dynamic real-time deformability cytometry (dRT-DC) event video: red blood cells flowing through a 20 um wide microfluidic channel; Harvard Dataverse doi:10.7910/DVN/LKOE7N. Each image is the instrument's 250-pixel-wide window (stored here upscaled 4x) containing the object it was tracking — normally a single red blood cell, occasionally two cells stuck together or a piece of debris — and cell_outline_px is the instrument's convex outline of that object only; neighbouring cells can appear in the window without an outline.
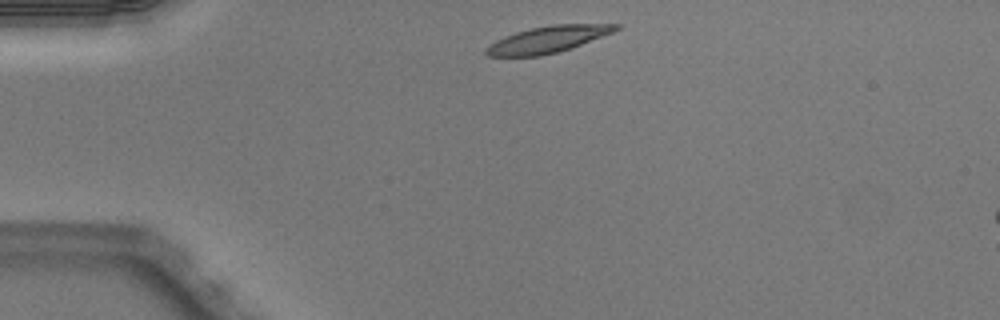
{"species": "Egyptian fruit bat (a non-hibernating species)", "species_latin": "Rousettus aegyptiacus", "temperature_condition": "warm", "stored_images_in_passage": 40, "camera_frame_rate_fps": 3000, "um_per_image_px": 0.085, "animal": {"sex": "male"}, "frame": {"image": 1, "passage_image": 1, "time_ms": 0.0, "image_size_px": [1000, 320], "cell_outline_px": [[620, 28], [612, 32], [572, 48], [540, 56], [488, 56], [484, 52], [484, 48], [488, 44], [504, 36], [516, 32], [532, 28], [552, 24], [620, 24]], "centroid_in_image_um": [46.52, 3.35], "position_along_channel_um": 38.5, "area_um2": 20.0}}
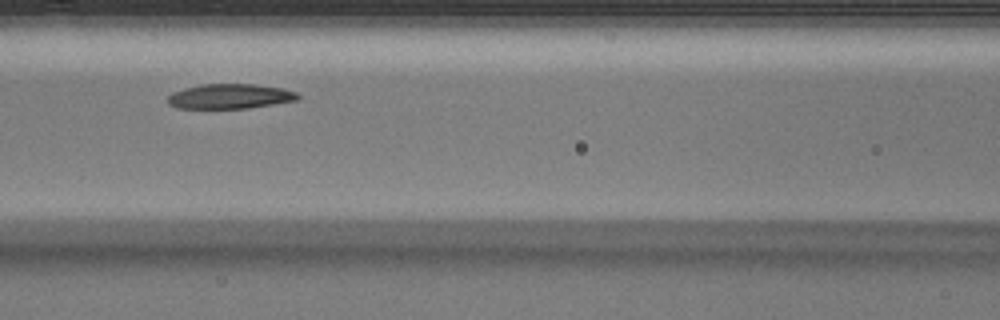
{"frame": {"image": 2, "passage_image": 12, "time_ms": 3.667, "image_size_px": [1000, 320], "cell_outline_px": [[300, 96], [296, 100], [248, 108], [176, 108], [168, 104], [168, 96], [172, 92], [184, 88], [200, 84], [256, 84], [284, 88], [296, 92]], "centroid_in_image_um": [19.52, 8.18], "position_along_channel_um": 147.1, "area_um2": 18.84}}
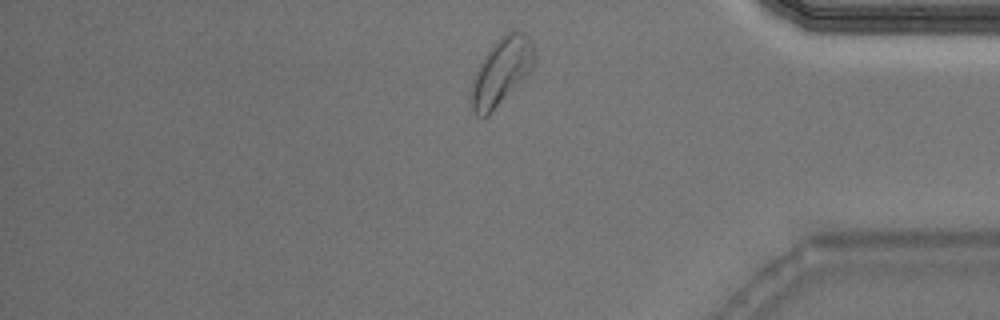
{"frame": {"image": 3, "passage_image": 32, "time_ms": 10.333, "image_size_px": [1000, 320], "cell_outline_px": [[536, 64], [492, 112], [488, 116], [476, 116], [468, 104], [468, 100], [472, 80], [484, 56], [492, 44], [496, 40], [512, 28], [524, 32], [532, 40], [536, 48]], "centroid_in_image_um": [42.61, 6.04], "position_along_channel_um": 392.6, "area_um2": 25.2}, "authors_computed_cell_mechanics": {"area_um2": 20.4323, "velocity_mm_per_s": 3.992, "shape_relaxation_time_tau1_ms": 4.3878, "shape_relaxation_time_tau2_ms": null, "deformation_change_tau1": 0.126, "deformation_change_tau2": null}}